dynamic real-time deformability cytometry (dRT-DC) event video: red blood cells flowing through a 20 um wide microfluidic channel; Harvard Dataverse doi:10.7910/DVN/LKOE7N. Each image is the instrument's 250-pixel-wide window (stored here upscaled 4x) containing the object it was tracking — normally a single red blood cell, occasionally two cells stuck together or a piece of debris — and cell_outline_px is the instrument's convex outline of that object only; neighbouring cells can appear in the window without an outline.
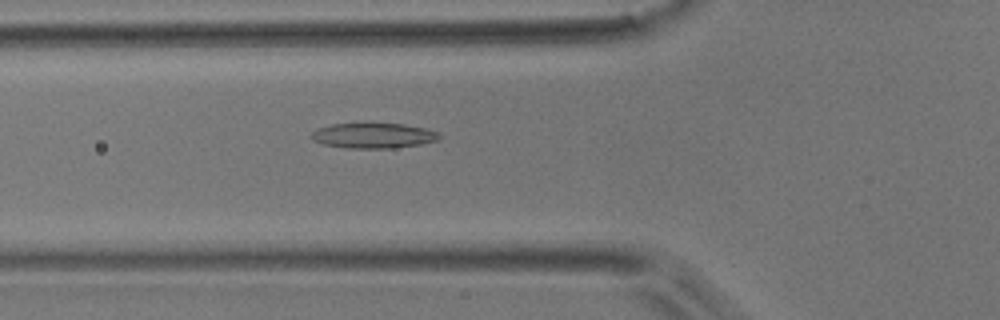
{"species": "common noctule bat (a hibernating species)", "species_latin": "Nyctalus noctula", "temperature_condition": "room temperature", "stored_images_in_passage": 45, "camera_frame_rate_fps": 3000, "um_per_image_px": 0.085, "animal": {"sex": "male", "body_mass_g": 17.9}, "frame": {"image": 1, "passage_image": 13, "time_ms": 4.0, "image_size_px": [1000, 320], "cell_outline_px": [[440, 136], [436, 140], [420, 144], [392, 148], [348, 148], [324, 144], [312, 140], [308, 136], [316, 128], [332, 124], [360, 120], [372, 120], [404, 124], [424, 128], [440, 132]], "centroid_in_image_um": [31.66, 11.46], "position_along_channel_um": 94.1, "area_um2": 19.88}}
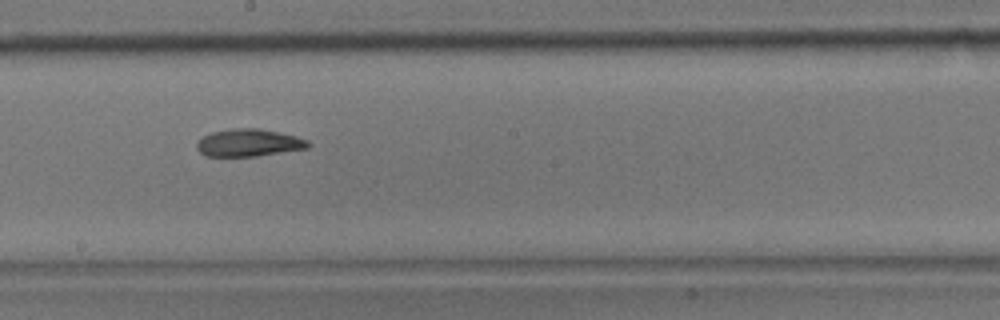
{"frame": {"image": 2, "passage_image": 23, "time_ms": 7.333, "image_size_px": [1000, 320], "cell_outline_px": [[312, 144], [308, 148], [256, 156], [204, 156], [196, 148], [196, 144], [204, 136], [212, 132], [232, 128], [260, 128], [280, 132], [296, 136], [308, 140]], "centroid_in_image_um": [21.17, 12.13], "position_along_channel_um": 227.0, "area_um2": 17.86}}
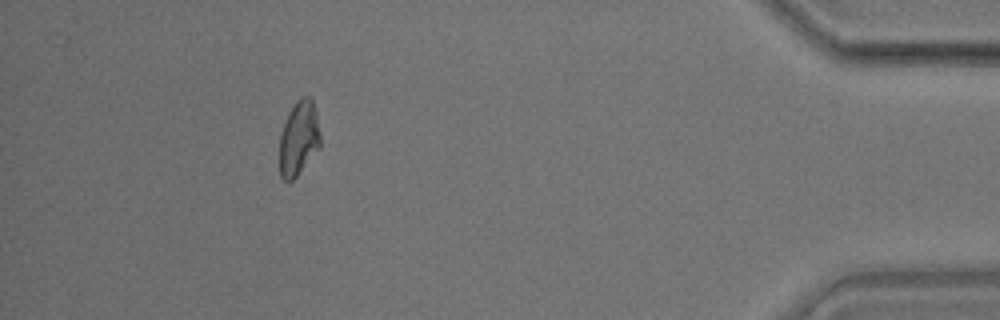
{"frame": {"image": 3, "passage_image": 41, "time_ms": 13.333, "image_size_px": [1000, 320], "cell_outline_px": [[320, 148], [296, 176], [288, 184], [280, 176], [280, 132], [288, 112], [296, 100], [300, 96], [308, 96], [312, 100], [316, 108], [320, 136]], "centroid_in_image_um": [25.39, 11.73], "position_along_channel_um": 409.8, "area_um2": 17.98}, "authors_computed_cell_mechanics": {"area_um2": 18.1492, "velocity_mm_per_s": 3.9695, "shape_relaxation_time_tau1_ms": null, "shape_relaxation_time_tau2_ms": 3.0514, "deformation_change_tau1": null, "deformation_change_tau2": 0.0984}}